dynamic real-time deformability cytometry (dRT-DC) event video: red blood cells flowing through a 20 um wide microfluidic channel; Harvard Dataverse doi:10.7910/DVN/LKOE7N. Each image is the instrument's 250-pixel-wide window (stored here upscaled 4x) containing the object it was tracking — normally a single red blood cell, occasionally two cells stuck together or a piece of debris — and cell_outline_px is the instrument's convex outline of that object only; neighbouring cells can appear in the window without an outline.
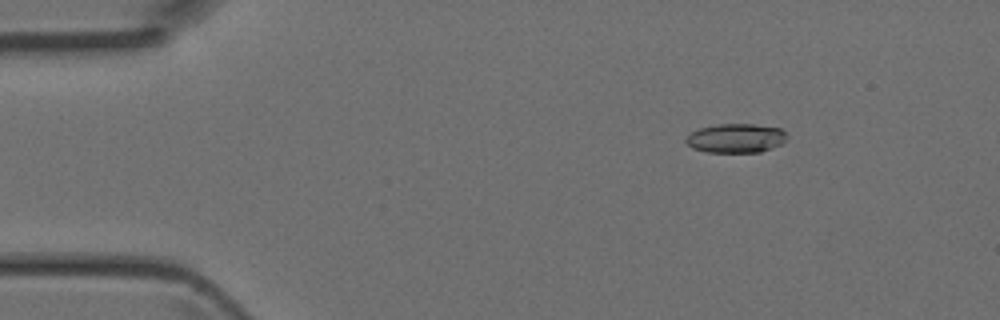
{"species": "Egyptian fruit bat (a non-hibernating species)", "species_latin": "Rousettus aegyptiacus", "temperature_condition": "room temperature", "stored_images_in_passage": 5, "camera_frame_rate_fps": 3000, "um_per_image_px": 0.085, "animal": {"sex": "female"}, "frame": {"image": 1, "passage_image": 3, "time_ms": 0.667, "image_size_px": [1000, 320], "cell_outline_px": [[788, 140], [772, 148], [760, 152], [708, 152], [692, 148], [684, 140], [692, 132], [700, 128], [716, 124], [752, 124], [780, 128], [788, 136]], "centroid_in_image_um": [62.57, 11.75], "position_along_channel_um": 22.4, "area_um2": 17.11}}
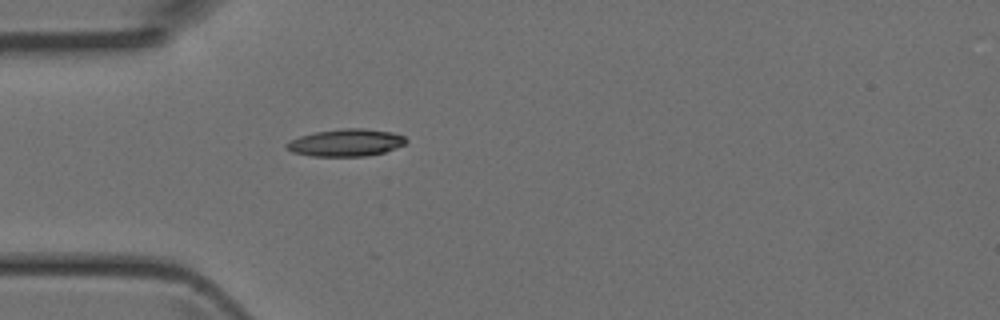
{"frame": {"image": 2, "passage_image": 5, "time_ms": 1.333, "image_size_px": [1000, 320], "cell_outline_px": [[408, 140], [404, 144], [396, 148], [384, 152], [368, 156], [312, 156], [292, 152], [284, 148], [284, 144], [300, 136], [316, 132], [344, 128], [364, 128], [392, 132], [404, 136]], "centroid_in_image_um": [29.41, 12.13], "position_along_channel_um": 55.6, "area_um2": 19.02}}